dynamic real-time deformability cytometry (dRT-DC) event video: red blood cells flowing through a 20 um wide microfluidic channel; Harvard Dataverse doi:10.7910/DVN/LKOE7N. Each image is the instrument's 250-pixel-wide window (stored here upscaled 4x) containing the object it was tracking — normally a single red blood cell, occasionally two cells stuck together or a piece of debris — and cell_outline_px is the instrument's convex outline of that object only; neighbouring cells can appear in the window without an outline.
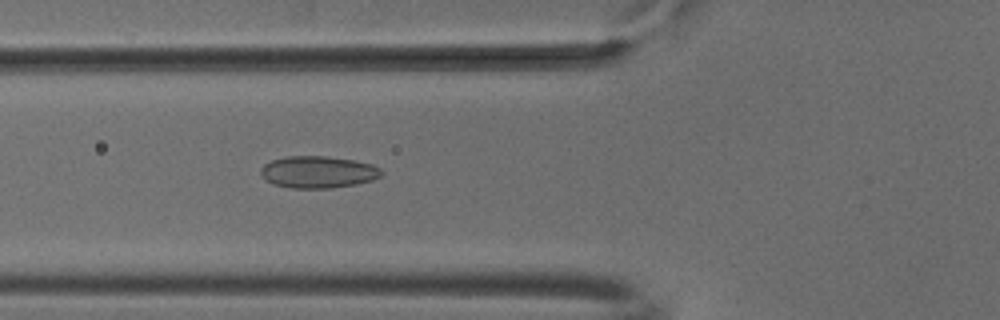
{"species": "common noctule bat (a hibernating species)", "species_latin": "Nyctalus noctula", "temperature_condition": "cold", "stored_images_in_passage": 35, "camera_frame_rate_fps": 3000, "um_per_image_px": 0.085, "animal": {"sex": "male", "body_mass_g": 18.8}, "frame": {"image": 1, "passage_image": 18, "time_ms": 5.667, "image_size_px": [1000, 320], "cell_outline_px": [[384, 172], [380, 176], [372, 180], [356, 184], [332, 188], [292, 188], [272, 184], [264, 180], [260, 176], [260, 168], [264, 164], [272, 160], [284, 156], [324, 156], [352, 160], [372, 164], [380, 168]], "centroid_in_image_um": [26.99, 14.63], "position_along_channel_um": 98.8, "area_um2": 22.66}}
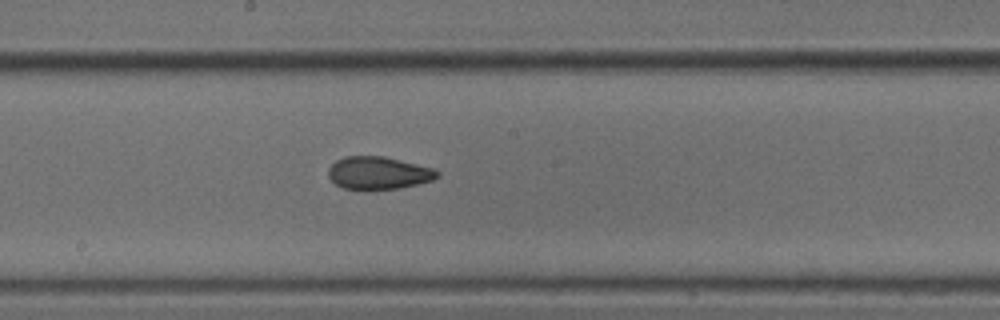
{"frame": {"image": 2, "passage_image": 27, "time_ms": 8.667, "image_size_px": [1000, 320], "cell_outline_px": [[440, 176], [432, 180], [400, 188], [368, 192], [344, 188], [336, 184], [328, 176], [328, 168], [336, 160], [344, 156], [384, 156], [436, 168], [440, 172]], "centroid_in_image_um": [32.18, 14.72], "position_along_channel_um": 216.0, "area_um2": 21.39}}
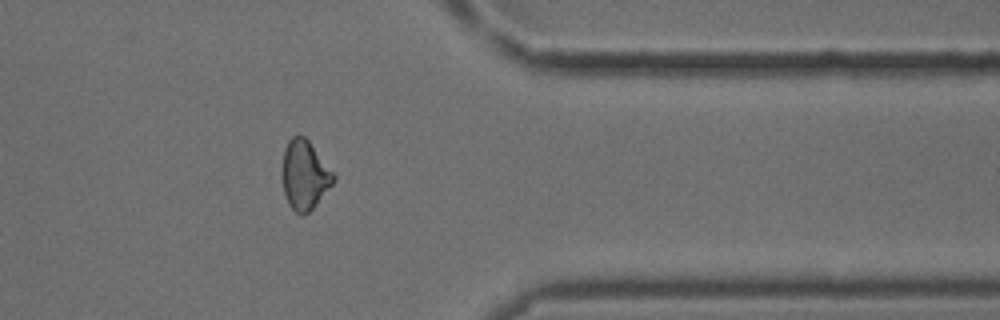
{"frame": {"image": 3, "passage_image": 33, "time_ms": 10.667, "image_size_px": [1000, 320], "cell_outline_px": [[336, 180], [316, 204], [304, 216], [300, 216], [288, 204], [284, 192], [280, 176], [280, 172], [284, 148], [288, 140], [292, 136], [304, 136], [308, 140], [336, 176]], "centroid_in_image_um": [25.85, 14.88], "position_along_channel_um": 385.5, "area_um2": 20.92}}